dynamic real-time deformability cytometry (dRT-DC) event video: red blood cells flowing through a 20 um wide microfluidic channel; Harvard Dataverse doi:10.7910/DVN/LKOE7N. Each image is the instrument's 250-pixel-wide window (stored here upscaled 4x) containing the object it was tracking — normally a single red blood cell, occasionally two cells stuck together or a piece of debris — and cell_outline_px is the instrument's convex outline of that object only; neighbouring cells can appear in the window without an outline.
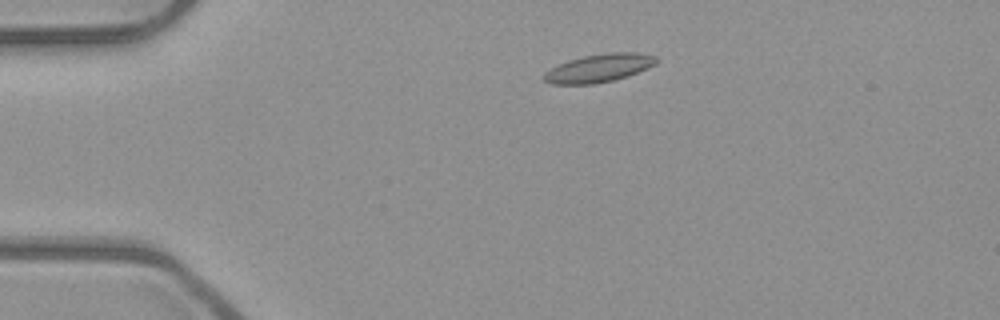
{"species": "common noctule bat (a hibernating species)", "species_latin": "Nyctalus noctula", "temperature_condition": "room temperature", "stored_images_in_passage": 48, "camera_frame_rate_fps": 3000, "um_per_image_px": 0.085, "animal": {"sex": "male", "body_mass_g": 23.1, "forearm_length_mm": 52.7}, "frame": {"image": 1, "passage_image": 7, "time_ms": 2.0, "image_size_px": [1000, 320], "cell_outline_px": [[660, 60], [656, 64], [648, 68], [628, 76], [612, 80], [592, 84], [552, 84], [544, 80], [540, 76], [544, 72], [568, 60], [584, 56], [608, 52], [636, 52], [656, 56]], "centroid_in_image_um": [50.93, 5.78], "position_along_channel_um": 34.1, "area_um2": 18.5}}
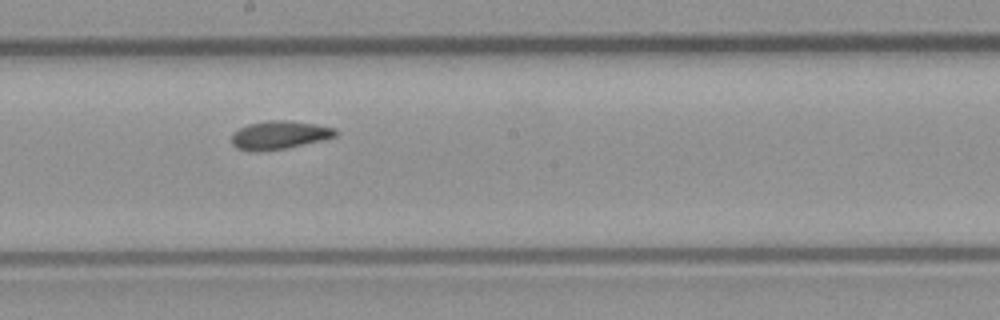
{"frame": {"image": 2, "passage_image": 25, "time_ms": 8.0, "image_size_px": [1000, 320], "cell_outline_px": [[336, 136], [324, 140], [284, 148], [236, 148], [232, 144], [232, 132], [248, 124], [268, 120], [288, 120], [316, 124], [336, 128]], "centroid_in_image_um": [23.81, 11.42], "position_along_channel_um": 224.4, "area_um2": 16.47}}
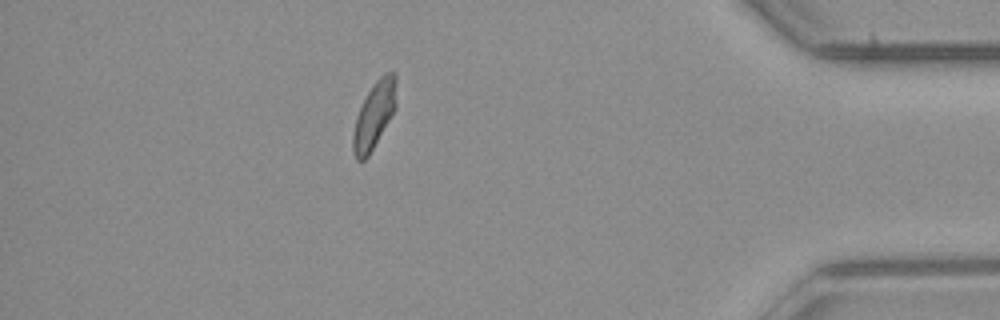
{"frame": {"image": 3, "passage_image": 42, "time_ms": 13.667, "image_size_px": [1000, 320], "cell_outline_px": [[396, 108], [368, 156], [364, 160], [356, 160], [352, 148], [352, 136], [356, 116], [368, 92], [376, 80], [380, 76], [388, 72], [396, 72]], "centroid_in_image_um": [31.81, 9.78], "position_along_channel_um": 403.4, "area_um2": 16.65}, "authors_computed_cell_mechanics": {"area_um2": 16.9643, "velocity_mm_per_s": 3.9544, "shape_relaxation_time_tau1_ms": null, "shape_relaxation_time_tau2_ms": 2.7091, "deformation_change_tau1": null, "deformation_change_tau2": 0.0784}}